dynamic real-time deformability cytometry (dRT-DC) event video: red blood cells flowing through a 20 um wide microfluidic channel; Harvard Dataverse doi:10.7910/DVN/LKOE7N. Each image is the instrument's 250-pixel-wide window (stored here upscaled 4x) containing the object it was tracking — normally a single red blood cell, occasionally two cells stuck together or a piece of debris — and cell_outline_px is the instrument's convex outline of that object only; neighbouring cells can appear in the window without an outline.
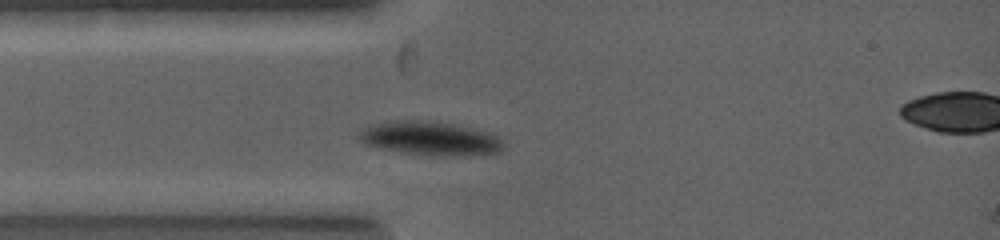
{"species": "common noctule bat (a hibernating species)", "species_latin": "Nyctalus noctula", "temperature_condition": "warm", "stored_images_in_passage": 40, "camera_frame_rate_fps": 5000, "um_per_image_px": 0.085, "animal": {"sex": "female", "body_mass_g": 19.0, "forearm_length_mm": 53.3}, "frame": {"image": 1, "passage_image": 1, "time_ms": 0.0, "image_size_px": [1000, 240], "cell_outline_px": [[504, 148], [500, 152], [468, 156], [436, 156], [404, 152], [364, 144], [360, 140], [360, 128], [368, 124], [392, 120], [428, 120], [456, 124], [476, 128], [492, 132], [500, 136], [504, 144]], "centroid_in_image_um": [36.63, 11.74], "position_along_channel_um": 48.4, "area_um2": 29.13}}
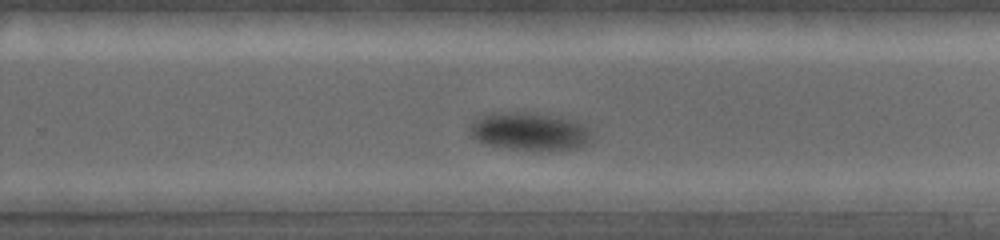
{"frame": {"image": 2, "passage_image": 34, "time_ms": 4.0, "image_size_px": [1000, 240], "cell_outline_px": [[592, 136], [588, 144], [576, 148], [512, 148], [484, 144], [476, 140], [468, 132], [468, 124], [472, 120], [492, 112], [516, 112], [560, 116], [576, 120], [584, 124], [592, 132]], "centroid_in_image_um": [44.98, 11.13], "position_along_channel_um": 284.8, "area_um2": 26.7}}
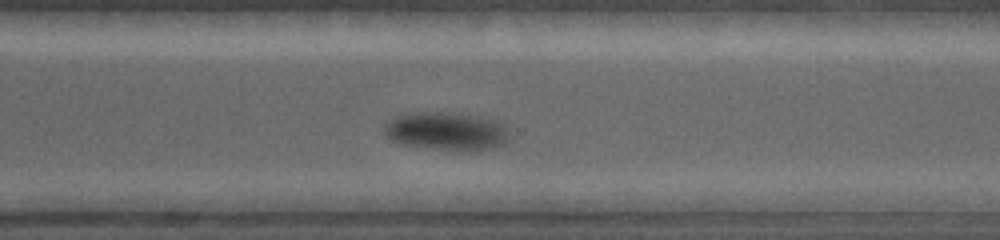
{"frame": {"image": 3, "passage_image": 39, "time_ms": 4.8, "image_size_px": [1000, 240], "cell_outline_px": [[512, 136], [504, 144], [496, 148], [456, 152], [400, 144], [392, 140], [384, 132], [384, 124], [400, 116], [424, 112], [436, 112], [476, 116], [496, 120], [504, 124], [508, 128]], "centroid_in_image_um": [38.04, 11.2], "position_along_channel_um": 332.6, "area_um2": 27.98}}